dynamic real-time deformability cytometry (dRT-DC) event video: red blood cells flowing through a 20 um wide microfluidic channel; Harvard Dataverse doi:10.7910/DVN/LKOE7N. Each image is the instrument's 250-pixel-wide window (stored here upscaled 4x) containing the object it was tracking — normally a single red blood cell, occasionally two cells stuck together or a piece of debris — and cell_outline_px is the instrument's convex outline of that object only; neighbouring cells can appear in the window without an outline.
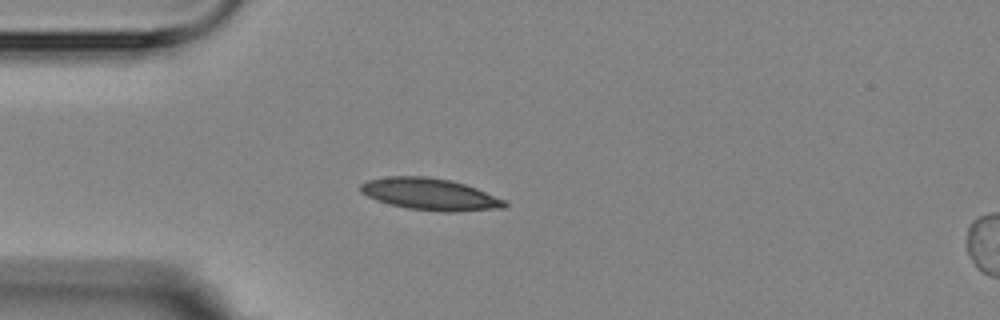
{"species": "Egyptian fruit bat (a non-hibernating species)", "species_latin": "Rousettus aegyptiacus", "temperature_condition": "room temperature", "stored_images_in_passage": 6, "camera_frame_rate_fps": 3000, "um_per_image_px": 0.085, "animal": {"sex": "female"}, "frame": {"image": 1, "passage_image": 5, "time_ms": 4.667, "image_size_px": [1000, 320], "cell_outline_px": [[508, 204], [504, 208], [452, 212], [444, 212], [408, 208], [388, 204], [376, 200], [360, 192], [360, 184], [368, 180], [388, 176], [424, 176], [452, 180], [476, 188], [508, 200]], "centroid_in_image_um": [36.58, 16.51], "position_along_channel_um": 48.4, "area_um2": 26.88}}